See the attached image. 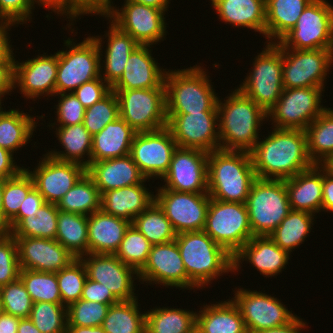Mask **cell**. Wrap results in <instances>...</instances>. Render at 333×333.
<instances>
[{
    "instance_id": "cell-1",
    "label": "cell",
    "mask_w": 333,
    "mask_h": 333,
    "mask_svg": "<svg viewBox=\"0 0 333 333\" xmlns=\"http://www.w3.org/2000/svg\"><path fill=\"white\" fill-rule=\"evenodd\" d=\"M250 155L259 179L285 180L315 165L308 154L305 130L300 129L274 128Z\"/></svg>"
},
{
    "instance_id": "cell-2",
    "label": "cell",
    "mask_w": 333,
    "mask_h": 333,
    "mask_svg": "<svg viewBox=\"0 0 333 333\" xmlns=\"http://www.w3.org/2000/svg\"><path fill=\"white\" fill-rule=\"evenodd\" d=\"M207 178L210 198L246 203L257 179L250 152L223 149L209 152Z\"/></svg>"
},
{
    "instance_id": "cell-3",
    "label": "cell",
    "mask_w": 333,
    "mask_h": 333,
    "mask_svg": "<svg viewBox=\"0 0 333 333\" xmlns=\"http://www.w3.org/2000/svg\"><path fill=\"white\" fill-rule=\"evenodd\" d=\"M226 98L217 103L220 149L250 152L267 113L238 88Z\"/></svg>"
},
{
    "instance_id": "cell-4",
    "label": "cell",
    "mask_w": 333,
    "mask_h": 333,
    "mask_svg": "<svg viewBox=\"0 0 333 333\" xmlns=\"http://www.w3.org/2000/svg\"><path fill=\"white\" fill-rule=\"evenodd\" d=\"M189 278V288H200L222 273L233 271V256L204 230L183 232L175 239Z\"/></svg>"
},
{
    "instance_id": "cell-5",
    "label": "cell",
    "mask_w": 333,
    "mask_h": 333,
    "mask_svg": "<svg viewBox=\"0 0 333 333\" xmlns=\"http://www.w3.org/2000/svg\"><path fill=\"white\" fill-rule=\"evenodd\" d=\"M201 66L167 71L165 75L166 113L218 112V98L207 72Z\"/></svg>"
},
{
    "instance_id": "cell-6",
    "label": "cell",
    "mask_w": 333,
    "mask_h": 333,
    "mask_svg": "<svg viewBox=\"0 0 333 333\" xmlns=\"http://www.w3.org/2000/svg\"><path fill=\"white\" fill-rule=\"evenodd\" d=\"M98 37H87L78 44L69 38L65 41L64 44L69 47V50L57 52L55 95L66 93V91L73 92L82 84L100 77L103 51H101L102 38Z\"/></svg>"
},
{
    "instance_id": "cell-7",
    "label": "cell",
    "mask_w": 333,
    "mask_h": 333,
    "mask_svg": "<svg viewBox=\"0 0 333 333\" xmlns=\"http://www.w3.org/2000/svg\"><path fill=\"white\" fill-rule=\"evenodd\" d=\"M246 206L253 236H269L291 211L285 181L257 178Z\"/></svg>"
},
{
    "instance_id": "cell-8",
    "label": "cell",
    "mask_w": 333,
    "mask_h": 333,
    "mask_svg": "<svg viewBox=\"0 0 333 333\" xmlns=\"http://www.w3.org/2000/svg\"><path fill=\"white\" fill-rule=\"evenodd\" d=\"M204 231L234 256L253 237L246 203L210 198Z\"/></svg>"
},
{
    "instance_id": "cell-9",
    "label": "cell",
    "mask_w": 333,
    "mask_h": 333,
    "mask_svg": "<svg viewBox=\"0 0 333 333\" xmlns=\"http://www.w3.org/2000/svg\"><path fill=\"white\" fill-rule=\"evenodd\" d=\"M254 59L253 72L250 71L238 89L268 113L284 90L282 48L276 41L268 42Z\"/></svg>"
},
{
    "instance_id": "cell-10",
    "label": "cell",
    "mask_w": 333,
    "mask_h": 333,
    "mask_svg": "<svg viewBox=\"0 0 333 333\" xmlns=\"http://www.w3.org/2000/svg\"><path fill=\"white\" fill-rule=\"evenodd\" d=\"M276 43L284 49H333V6L312 0L296 25Z\"/></svg>"
},
{
    "instance_id": "cell-11",
    "label": "cell",
    "mask_w": 333,
    "mask_h": 333,
    "mask_svg": "<svg viewBox=\"0 0 333 333\" xmlns=\"http://www.w3.org/2000/svg\"><path fill=\"white\" fill-rule=\"evenodd\" d=\"M119 102V117L137 133L167 126L165 88L112 90Z\"/></svg>"
},
{
    "instance_id": "cell-12",
    "label": "cell",
    "mask_w": 333,
    "mask_h": 333,
    "mask_svg": "<svg viewBox=\"0 0 333 333\" xmlns=\"http://www.w3.org/2000/svg\"><path fill=\"white\" fill-rule=\"evenodd\" d=\"M323 87H299L282 91L268 111L275 128L305 130L326 108L321 106Z\"/></svg>"
},
{
    "instance_id": "cell-13",
    "label": "cell",
    "mask_w": 333,
    "mask_h": 333,
    "mask_svg": "<svg viewBox=\"0 0 333 333\" xmlns=\"http://www.w3.org/2000/svg\"><path fill=\"white\" fill-rule=\"evenodd\" d=\"M124 3L121 10L109 6L102 13L92 14L106 15L114 25L140 45L157 44L163 39L166 35L165 11L130 0H125Z\"/></svg>"
},
{
    "instance_id": "cell-14",
    "label": "cell",
    "mask_w": 333,
    "mask_h": 333,
    "mask_svg": "<svg viewBox=\"0 0 333 333\" xmlns=\"http://www.w3.org/2000/svg\"><path fill=\"white\" fill-rule=\"evenodd\" d=\"M333 62V49L282 48V83L285 89L323 87Z\"/></svg>"
},
{
    "instance_id": "cell-15",
    "label": "cell",
    "mask_w": 333,
    "mask_h": 333,
    "mask_svg": "<svg viewBox=\"0 0 333 333\" xmlns=\"http://www.w3.org/2000/svg\"><path fill=\"white\" fill-rule=\"evenodd\" d=\"M157 190L154 201L164 211L176 234L204 230L210 203L208 193Z\"/></svg>"
},
{
    "instance_id": "cell-16",
    "label": "cell",
    "mask_w": 333,
    "mask_h": 333,
    "mask_svg": "<svg viewBox=\"0 0 333 333\" xmlns=\"http://www.w3.org/2000/svg\"><path fill=\"white\" fill-rule=\"evenodd\" d=\"M166 116L167 127L178 147L205 152L220 149L218 112L166 113Z\"/></svg>"
},
{
    "instance_id": "cell-17",
    "label": "cell",
    "mask_w": 333,
    "mask_h": 333,
    "mask_svg": "<svg viewBox=\"0 0 333 333\" xmlns=\"http://www.w3.org/2000/svg\"><path fill=\"white\" fill-rule=\"evenodd\" d=\"M167 126L154 131L135 134L130 156L146 179L160 178L168 172L174 151L177 148Z\"/></svg>"
},
{
    "instance_id": "cell-18",
    "label": "cell",
    "mask_w": 333,
    "mask_h": 333,
    "mask_svg": "<svg viewBox=\"0 0 333 333\" xmlns=\"http://www.w3.org/2000/svg\"><path fill=\"white\" fill-rule=\"evenodd\" d=\"M232 301L238 307L248 333L283 326L296 317L274 296L255 290L240 288Z\"/></svg>"
},
{
    "instance_id": "cell-19",
    "label": "cell",
    "mask_w": 333,
    "mask_h": 333,
    "mask_svg": "<svg viewBox=\"0 0 333 333\" xmlns=\"http://www.w3.org/2000/svg\"><path fill=\"white\" fill-rule=\"evenodd\" d=\"M208 154L198 149L177 147L168 172L163 176L164 187L188 193H208Z\"/></svg>"
},
{
    "instance_id": "cell-20",
    "label": "cell",
    "mask_w": 333,
    "mask_h": 333,
    "mask_svg": "<svg viewBox=\"0 0 333 333\" xmlns=\"http://www.w3.org/2000/svg\"><path fill=\"white\" fill-rule=\"evenodd\" d=\"M80 259L85 265L87 278L102 283L119 301H131L137 298L132 279H135L134 274L138 277V273L119 260L115 254L88 253Z\"/></svg>"
},
{
    "instance_id": "cell-21",
    "label": "cell",
    "mask_w": 333,
    "mask_h": 333,
    "mask_svg": "<svg viewBox=\"0 0 333 333\" xmlns=\"http://www.w3.org/2000/svg\"><path fill=\"white\" fill-rule=\"evenodd\" d=\"M44 156L35 171L24 169L32 177L34 187L46 203L57 204L86 173V168L78 163L56 160L47 154Z\"/></svg>"
},
{
    "instance_id": "cell-22",
    "label": "cell",
    "mask_w": 333,
    "mask_h": 333,
    "mask_svg": "<svg viewBox=\"0 0 333 333\" xmlns=\"http://www.w3.org/2000/svg\"><path fill=\"white\" fill-rule=\"evenodd\" d=\"M137 278L143 282L153 281L155 284L189 290V278L176 241L152 245L145 266L138 272Z\"/></svg>"
},
{
    "instance_id": "cell-23",
    "label": "cell",
    "mask_w": 333,
    "mask_h": 333,
    "mask_svg": "<svg viewBox=\"0 0 333 333\" xmlns=\"http://www.w3.org/2000/svg\"><path fill=\"white\" fill-rule=\"evenodd\" d=\"M20 269L57 273L76 259L56 239L14 237Z\"/></svg>"
},
{
    "instance_id": "cell-24",
    "label": "cell",
    "mask_w": 333,
    "mask_h": 333,
    "mask_svg": "<svg viewBox=\"0 0 333 333\" xmlns=\"http://www.w3.org/2000/svg\"><path fill=\"white\" fill-rule=\"evenodd\" d=\"M26 60L23 63L14 62V86L20 87L26 98L54 96L58 69V53L42 55ZM45 93V94H44ZM43 94V95H42Z\"/></svg>"
},
{
    "instance_id": "cell-25",
    "label": "cell",
    "mask_w": 333,
    "mask_h": 333,
    "mask_svg": "<svg viewBox=\"0 0 333 333\" xmlns=\"http://www.w3.org/2000/svg\"><path fill=\"white\" fill-rule=\"evenodd\" d=\"M150 45L137 46L129 56L120 79L112 90L165 88V75L151 55Z\"/></svg>"
},
{
    "instance_id": "cell-26",
    "label": "cell",
    "mask_w": 333,
    "mask_h": 333,
    "mask_svg": "<svg viewBox=\"0 0 333 333\" xmlns=\"http://www.w3.org/2000/svg\"><path fill=\"white\" fill-rule=\"evenodd\" d=\"M86 173L93 179L100 194L147 180L130 155L91 162Z\"/></svg>"
},
{
    "instance_id": "cell-27",
    "label": "cell",
    "mask_w": 333,
    "mask_h": 333,
    "mask_svg": "<svg viewBox=\"0 0 333 333\" xmlns=\"http://www.w3.org/2000/svg\"><path fill=\"white\" fill-rule=\"evenodd\" d=\"M244 260H249L260 274L272 277L288 264L289 253L276 245L270 236H253L233 256V272L241 267L240 263Z\"/></svg>"
},
{
    "instance_id": "cell-28",
    "label": "cell",
    "mask_w": 333,
    "mask_h": 333,
    "mask_svg": "<svg viewBox=\"0 0 333 333\" xmlns=\"http://www.w3.org/2000/svg\"><path fill=\"white\" fill-rule=\"evenodd\" d=\"M284 181L291 210L306 211L312 214L321 212L323 164H315L310 169Z\"/></svg>"
},
{
    "instance_id": "cell-29",
    "label": "cell",
    "mask_w": 333,
    "mask_h": 333,
    "mask_svg": "<svg viewBox=\"0 0 333 333\" xmlns=\"http://www.w3.org/2000/svg\"><path fill=\"white\" fill-rule=\"evenodd\" d=\"M131 222L95 211L88 216V253L115 254Z\"/></svg>"
},
{
    "instance_id": "cell-30",
    "label": "cell",
    "mask_w": 333,
    "mask_h": 333,
    "mask_svg": "<svg viewBox=\"0 0 333 333\" xmlns=\"http://www.w3.org/2000/svg\"><path fill=\"white\" fill-rule=\"evenodd\" d=\"M153 201L154 195L141 182L101 194V210L132 223Z\"/></svg>"
},
{
    "instance_id": "cell-31",
    "label": "cell",
    "mask_w": 333,
    "mask_h": 333,
    "mask_svg": "<svg viewBox=\"0 0 333 333\" xmlns=\"http://www.w3.org/2000/svg\"><path fill=\"white\" fill-rule=\"evenodd\" d=\"M136 133L121 117L108 123L99 133L92 136L91 162L129 155Z\"/></svg>"
},
{
    "instance_id": "cell-32",
    "label": "cell",
    "mask_w": 333,
    "mask_h": 333,
    "mask_svg": "<svg viewBox=\"0 0 333 333\" xmlns=\"http://www.w3.org/2000/svg\"><path fill=\"white\" fill-rule=\"evenodd\" d=\"M219 19L265 36L266 0H211Z\"/></svg>"
},
{
    "instance_id": "cell-33",
    "label": "cell",
    "mask_w": 333,
    "mask_h": 333,
    "mask_svg": "<svg viewBox=\"0 0 333 333\" xmlns=\"http://www.w3.org/2000/svg\"><path fill=\"white\" fill-rule=\"evenodd\" d=\"M196 328L200 333H248L232 300L204 306L196 315Z\"/></svg>"
},
{
    "instance_id": "cell-34",
    "label": "cell",
    "mask_w": 333,
    "mask_h": 333,
    "mask_svg": "<svg viewBox=\"0 0 333 333\" xmlns=\"http://www.w3.org/2000/svg\"><path fill=\"white\" fill-rule=\"evenodd\" d=\"M109 29L106 33L108 44L104 56L105 60H103L105 66L100 65V67H104L100 68V72L104 69L103 72L105 73L103 74L104 77L100 76L112 87L123 75L130 54L140 44L112 22Z\"/></svg>"
},
{
    "instance_id": "cell-35",
    "label": "cell",
    "mask_w": 333,
    "mask_h": 333,
    "mask_svg": "<svg viewBox=\"0 0 333 333\" xmlns=\"http://www.w3.org/2000/svg\"><path fill=\"white\" fill-rule=\"evenodd\" d=\"M311 1L266 0L265 38H269L268 41L271 43L272 40H280L296 25L300 15Z\"/></svg>"
},
{
    "instance_id": "cell-36",
    "label": "cell",
    "mask_w": 333,
    "mask_h": 333,
    "mask_svg": "<svg viewBox=\"0 0 333 333\" xmlns=\"http://www.w3.org/2000/svg\"><path fill=\"white\" fill-rule=\"evenodd\" d=\"M56 131L65 152L50 151L47 155L59 161L74 162L87 168L91 163L92 135L84 124L59 126ZM85 154L88 156V160L81 159Z\"/></svg>"
},
{
    "instance_id": "cell-37",
    "label": "cell",
    "mask_w": 333,
    "mask_h": 333,
    "mask_svg": "<svg viewBox=\"0 0 333 333\" xmlns=\"http://www.w3.org/2000/svg\"><path fill=\"white\" fill-rule=\"evenodd\" d=\"M305 133L312 162L318 165L328 163L333 158V109L326 108L306 127Z\"/></svg>"
},
{
    "instance_id": "cell-38",
    "label": "cell",
    "mask_w": 333,
    "mask_h": 333,
    "mask_svg": "<svg viewBox=\"0 0 333 333\" xmlns=\"http://www.w3.org/2000/svg\"><path fill=\"white\" fill-rule=\"evenodd\" d=\"M55 239L76 258L88 254V216L59 210Z\"/></svg>"
},
{
    "instance_id": "cell-39",
    "label": "cell",
    "mask_w": 333,
    "mask_h": 333,
    "mask_svg": "<svg viewBox=\"0 0 333 333\" xmlns=\"http://www.w3.org/2000/svg\"><path fill=\"white\" fill-rule=\"evenodd\" d=\"M145 314V333H189L196 327L194 311L159 307Z\"/></svg>"
},
{
    "instance_id": "cell-40",
    "label": "cell",
    "mask_w": 333,
    "mask_h": 333,
    "mask_svg": "<svg viewBox=\"0 0 333 333\" xmlns=\"http://www.w3.org/2000/svg\"><path fill=\"white\" fill-rule=\"evenodd\" d=\"M35 119L22 111L11 109L0 116V147L11 153L25 146L36 129Z\"/></svg>"
},
{
    "instance_id": "cell-41",
    "label": "cell",
    "mask_w": 333,
    "mask_h": 333,
    "mask_svg": "<svg viewBox=\"0 0 333 333\" xmlns=\"http://www.w3.org/2000/svg\"><path fill=\"white\" fill-rule=\"evenodd\" d=\"M56 205L61 211L89 216L101 210V194L93 179L85 173Z\"/></svg>"
},
{
    "instance_id": "cell-42",
    "label": "cell",
    "mask_w": 333,
    "mask_h": 333,
    "mask_svg": "<svg viewBox=\"0 0 333 333\" xmlns=\"http://www.w3.org/2000/svg\"><path fill=\"white\" fill-rule=\"evenodd\" d=\"M313 218L312 213L291 210L269 236L276 245L290 254L310 233Z\"/></svg>"
},
{
    "instance_id": "cell-43",
    "label": "cell",
    "mask_w": 333,
    "mask_h": 333,
    "mask_svg": "<svg viewBox=\"0 0 333 333\" xmlns=\"http://www.w3.org/2000/svg\"><path fill=\"white\" fill-rule=\"evenodd\" d=\"M137 298L110 305L102 327L106 333H145V313L141 314Z\"/></svg>"
},
{
    "instance_id": "cell-44",
    "label": "cell",
    "mask_w": 333,
    "mask_h": 333,
    "mask_svg": "<svg viewBox=\"0 0 333 333\" xmlns=\"http://www.w3.org/2000/svg\"><path fill=\"white\" fill-rule=\"evenodd\" d=\"M152 245H158L176 239V233L164 211L153 201L131 223Z\"/></svg>"
},
{
    "instance_id": "cell-45",
    "label": "cell",
    "mask_w": 333,
    "mask_h": 333,
    "mask_svg": "<svg viewBox=\"0 0 333 333\" xmlns=\"http://www.w3.org/2000/svg\"><path fill=\"white\" fill-rule=\"evenodd\" d=\"M59 209L54 203H45L36 216L24 217L10 233L14 237H37L55 239Z\"/></svg>"
},
{
    "instance_id": "cell-46",
    "label": "cell",
    "mask_w": 333,
    "mask_h": 333,
    "mask_svg": "<svg viewBox=\"0 0 333 333\" xmlns=\"http://www.w3.org/2000/svg\"><path fill=\"white\" fill-rule=\"evenodd\" d=\"M19 278L34 303H62L57 273L21 269Z\"/></svg>"
},
{
    "instance_id": "cell-47",
    "label": "cell",
    "mask_w": 333,
    "mask_h": 333,
    "mask_svg": "<svg viewBox=\"0 0 333 333\" xmlns=\"http://www.w3.org/2000/svg\"><path fill=\"white\" fill-rule=\"evenodd\" d=\"M151 247L147 238L131 224L115 255L138 273L145 266Z\"/></svg>"
},
{
    "instance_id": "cell-48",
    "label": "cell",
    "mask_w": 333,
    "mask_h": 333,
    "mask_svg": "<svg viewBox=\"0 0 333 333\" xmlns=\"http://www.w3.org/2000/svg\"><path fill=\"white\" fill-rule=\"evenodd\" d=\"M29 318L41 333H66L67 307L62 303H33Z\"/></svg>"
},
{
    "instance_id": "cell-49",
    "label": "cell",
    "mask_w": 333,
    "mask_h": 333,
    "mask_svg": "<svg viewBox=\"0 0 333 333\" xmlns=\"http://www.w3.org/2000/svg\"><path fill=\"white\" fill-rule=\"evenodd\" d=\"M86 279L87 271L80 258H76L67 267L57 272L58 287L64 306L68 307L81 299Z\"/></svg>"
},
{
    "instance_id": "cell-50",
    "label": "cell",
    "mask_w": 333,
    "mask_h": 333,
    "mask_svg": "<svg viewBox=\"0 0 333 333\" xmlns=\"http://www.w3.org/2000/svg\"><path fill=\"white\" fill-rule=\"evenodd\" d=\"M34 188V182L23 169L17 176L5 179L2 195L4 218L9 222L19 211L22 202Z\"/></svg>"
},
{
    "instance_id": "cell-51",
    "label": "cell",
    "mask_w": 333,
    "mask_h": 333,
    "mask_svg": "<svg viewBox=\"0 0 333 333\" xmlns=\"http://www.w3.org/2000/svg\"><path fill=\"white\" fill-rule=\"evenodd\" d=\"M119 117V102L117 95L111 91L101 101L85 109L83 124L88 132L94 136L108 123Z\"/></svg>"
},
{
    "instance_id": "cell-52",
    "label": "cell",
    "mask_w": 333,
    "mask_h": 333,
    "mask_svg": "<svg viewBox=\"0 0 333 333\" xmlns=\"http://www.w3.org/2000/svg\"><path fill=\"white\" fill-rule=\"evenodd\" d=\"M3 312L19 318H29L33 300L20 278L0 287Z\"/></svg>"
},
{
    "instance_id": "cell-53",
    "label": "cell",
    "mask_w": 333,
    "mask_h": 333,
    "mask_svg": "<svg viewBox=\"0 0 333 333\" xmlns=\"http://www.w3.org/2000/svg\"><path fill=\"white\" fill-rule=\"evenodd\" d=\"M110 305L79 299L67 307V326H102Z\"/></svg>"
},
{
    "instance_id": "cell-54",
    "label": "cell",
    "mask_w": 333,
    "mask_h": 333,
    "mask_svg": "<svg viewBox=\"0 0 333 333\" xmlns=\"http://www.w3.org/2000/svg\"><path fill=\"white\" fill-rule=\"evenodd\" d=\"M20 270L14 236L10 232L0 234V287L17 280Z\"/></svg>"
},
{
    "instance_id": "cell-55",
    "label": "cell",
    "mask_w": 333,
    "mask_h": 333,
    "mask_svg": "<svg viewBox=\"0 0 333 333\" xmlns=\"http://www.w3.org/2000/svg\"><path fill=\"white\" fill-rule=\"evenodd\" d=\"M60 95V100L57 109V122L60 126H70L83 123L85 107L78 100L73 92L57 94Z\"/></svg>"
},
{
    "instance_id": "cell-56",
    "label": "cell",
    "mask_w": 333,
    "mask_h": 333,
    "mask_svg": "<svg viewBox=\"0 0 333 333\" xmlns=\"http://www.w3.org/2000/svg\"><path fill=\"white\" fill-rule=\"evenodd\" d=\"M35 2L50 8L43 0H0V18L23 24L31 18Z\"/></svg>"
},
{
    "instance_id": "cell-57",
    "label": "cell",
    "mask_w": 333,
    "mask_h": 333,
    "mask_svg": "<svg viewBox=\"0 0 333 333\" xmlns=\"http://www.w3.org/2000/svg\"><path fill=\"white\" fill-rule=\"evenodd\" d=\"M100 77L82 84L73 93L85 108L91 107L94 103L101 101L111 91L112 87Z\"/></svg>"
},
{
    "instance_id": "cell-58",
    "label": "cell",
    "mask_w": 333,
    "mask_h": 333,
    "mask_svg": "<svg viewBox=\"0 0 333 333\" xmlns=\"http://www.w3.org/2000/svg\"><path fill=\"white\" fill-rule=\"evenodd\" d=\"M46 203L44 197L34 187L22 202L18 213L9 221V232L27 216H36L38 209Z\"/></svg>"
},
{
    "instance_id": "cell-59",
    "label": "cell",
    "mask_w": 333,
    "mask_h": 333,
    "mask_svg": "<svg viewBox=\"0 0 333 333\" xmlns=\"http://www.w3.org/2000/svg\"><path fill=\"white\" fill-rule=\"evenodd\" d=\"M81 299L103 304L112 305L119 300L113 295L110 289H106L102 283L86 279Z\"/></svg>"
},
{
    "instance_id": "cell-60",
    "label": "cell",
    "mask_w": 333,
    "mask_h": 333,
    "mask_svg": "<svg viewBox=\"0 0 333 333\" xmlns=\"http://www.w3.org/2000/svg\"><path fill=\"white\" fill-rule=\"evenodd\" d=\"M111 0H70V19L90 13H102L109 6Z\"/></svg>"
},
{
    "instance_id": "cell-61",
    "label": "cell",
    "mask_w": 333,
    "mask_h": 333,
    "mask_svg": "<svg viewBox=\"0 0 333 333\" xmlns=\"http://www.w3.org/2000/svg\"><path fill=\"white\" fill-rule=\"evenodd\" d=\"M14 62L15 60H0V97L15 89Z\"/></svg>"
},
{
    "instance_id": "cell-62",
    "label": "cell",
    "mask_w": 333,
    "mask_h": 333,
    "mask_svg": "<svg viewBox=\"0 0 333 333\" xmlns=\"http://www.w3.org/2000/svg\"><path fill=\"white\" fill-rule=\"evenodd\" d=\"M333 212V172L323 165L322 208Z\"/></svg>"
},
{
    "instance_id": "cell-63",
    "label": "cell",
    "mask_w": 333,
    "mask_h": 333,
    "mask_svg": "<svg viewBox=\"0 0 333 333\" xmlns=\"http://www.w3.org/2000/svg\"><path fill=\"white\" fill-rule=\"evenodd\" d=\"M13 153L0 147V174L5 178L17 176L24 168L15 165Z\"/></svg>"
},
{
    "instance_id": "cell-64",
    "label": "cell",
    "mask_w": 333,
    "mask_h": 333,
    "mask_svg": "<svg viewBox=\"0 0 333 333\" xmlns=\"http://www.w3.org/2000/svg\"><path fill=\"white\" fill-rule=\"evenodd\" d=\"M0 60H16L13 56V51L11 49L9 35H7L9 26L15 25L16 23L0 18ZM8 29V30H7Z\"/></svg>"
},
{
    "instance_id": "cell-65",
    "label": "cell",
    "mask_w": 333,
    "mask_h": 333,
    "mask_svg": "<svg viewBox=\"0 0 333 333\" xmlns=\"http://www.w3.org/2000/svg\"><path fill=\"white\" fill-rule=\"evenodd\" d=\"M306 323L300 320L299 317H295L290 323L283 326L265 329L257 333H300L299 331L303 329Z\"/></svg>"
},
{
    "instance_id": "cell-66",
    "label": "cell",
    "mask_w": 333,
    "mask_h": 333,
    "mask_svg": "<svg viewBox=\"0 0 333 333\" xmlns=\"http://www.w3.org/2000/svg\"><path fill=\"white\" fill-rule=\"evenodd\" d=\"M20 319L2 311L0 313V333H17Z\"/></svg>"
},
{
    "instance_id": "cell-67",
    "label": "cell",
    "mask_w": 333,
    "mask_h": 333,
    "mask_svg": "<svg viewBox=\"0 0 333 333\" xmlns=\"http://www.w3.org/2000/svg\"><path fill=\"white\" fill-rule=\"evenodd\" d=\"M49 7L51 10H53L54 12H57V14L63 15L65 14V16L68 14L70 18V0H43Z\"/></svg>"
},
{
    "instance_id": "cell-68",
    "label": "cell",
    "mask_w": 333,
    "mask_h": 333,
    "mask_svg": "<svg viewBox=\"0 0 333 333\" xmlns=\"http://www.w3.org/2000/svg\"><path fill=\"white\" fill-rule=\"evenodd\" d=\"M66 333H106L102 326H67Z\"/></svg>"
},
{
    "instance_id": "cell-69",
    "label": "cell",
    "mask_w": 333,
    "mask_h": 333,
    "mask_svg": "<svg viewBox=\"0 0 333 333\" xmlns=\"http://www.w3.org/2000/svg\"><path fill=\"white\" fill-rule=\"evenodd\" d=\"M17 333H41L30 318H22L19 321Z\"/></svg>"
},
{
    "instance_id": "cell-70",
    "label": "cell",
    "mask_w": 333,
    "mask_h": 333,
    "mask_svg": "<svg viewBox=\"0 0 333 333\" xmlns=\"http://www.w3.org/2000/svg\"><path fill=\"white\" fill-rule=\"evenodd\" d=\"M4 181H0V234L9 232V222L4 218L2 209V195H3Z\"/></svg>"
},
{
    "instance_id": "cell-71",
    "label": "cell",
    "mask_w": 333,
    "mask_h": 333,
    "mask_svg": "<svg viewBox=\"0 0 333 333\" xmlns=\"http://www.w3.org/2000/svg\"><path fill=\"white\" fill-rule=\"evenodd\" d=\"M139 4L155 7L163 11H167L169 0H130Z\"/></svg>"
},
{
    "instance_id": "cell-72",
    "label": "cell",
    "mask_w": 333,
    "mask_h": 333,
    "mask_svg": "<svg viewBox=\"0 0 333 333\" xmlns=\"http://www.w3.org/2000/svg\"><path fill=\"white\" fill-rule=\"evenodd\" d=\"M325 165L333 172V158Z\"/></svg>"
},
{
    "instance_id": "cell-73",
    "label": "cell",
    "mask_w": 333,
    "mask_h": 333,
    "mask_svg": "<svg viewBox=\"0 0 333 333\" xmlns=\"http://www.w3.org/2000/svg\"><path fill=\"white\" fill-rule=\"evenodd\" d=\"M189 333H200V331L195 327L191 332Z\"/></svg>"
},
{
    "instance_id": "cell-74",
    "label": "cell",
    "mask_w": 333,
    "mask_h": 333,
    "mask_svg": "<svg viewBox=\"0 0 333 333\" xmlns=\"http://www.w3.org/2000/svg\"><path fill=\"white\" fill-rule=\"evenodd\" d=\"M1 106H2V105H1V97H0V116H1V115L3 114V112H4V111L2 110L3 108H2ZM1 110H2V111H1Z\"/></svg>"
},
{
    "instance_id": "cell-75",
    "label": "cell",
    "mask_w": 333,
    "mask_h": 333,
    "mask_svg": "<svg viewBox=\"0 0 333 333\" xmlns=\"http://www.w3.org/2000/svg\"><path fill=\"white\" fill-rule=\"evenodd\" d=\"M3 311L2 309V301H1V295H0V313Z\"/></svg>"
},
{
    "instance_id": "cell-76",
    "label": "cell",
    "mask_w": 333,
    "mask_h": 333,
    "mask_svg": "<svg viewBox=\"0 0 333 333\" xmlns=\"http://www.w3.org/2000/svg\"><path fill=\"white\" fill-rule=\"evenodd\" d=\"M0 181H5V178L0 174Z\"/></svg>"
}]
</instances>
